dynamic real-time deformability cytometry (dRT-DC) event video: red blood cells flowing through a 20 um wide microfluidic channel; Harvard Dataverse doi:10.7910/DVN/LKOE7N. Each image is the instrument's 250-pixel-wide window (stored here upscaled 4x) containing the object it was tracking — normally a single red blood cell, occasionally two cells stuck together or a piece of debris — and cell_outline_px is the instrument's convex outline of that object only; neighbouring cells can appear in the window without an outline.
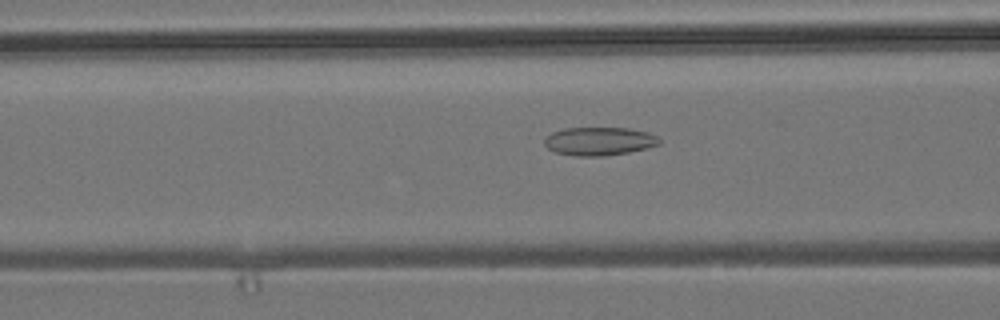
{"species": "common noctule bat (a hibernating species)", "species_latin": "Nyctalus noctula", "temperature_condition": "room temperature", "stored_images_in_passage": 42, "camera_frame_rate_fps": 3000, "um_per_image_px": 0.085, "animal": {"sex": "male", "body_mass_g": 19.2, "forearm_length_mm": 51.8}, "frame": {"image": 1, "passage_image": 9, "time_ms": 2.667, "image_size_px": [1000, 320], "cell_outline_px": [[660, 144], [648, 148], [628, 152], [604, 156], [576, 156], [556, 152], [548, 148], [544, 144], [544, 140], [552, 132], [564, 128], [628, 128], [648, 132], [656, 136], [660, 140]], "centroid_in_image_um": [50.94, 12.0], "position_along_channel_um": 115.7, "area_um2": 18.9}}
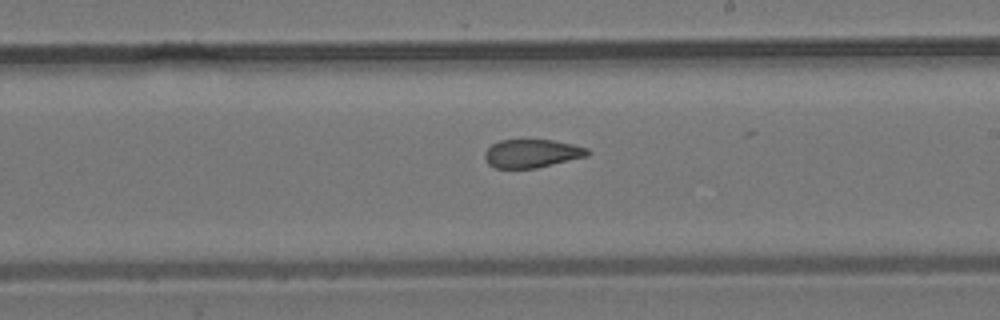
{"frame": {"image": 2, "passage_image": 19, "time_ms": 6.0, "image_size_px": [1000, 320], "cell_outline_px": [[592, 152], [588, 156], [536, 168], [496, 168], [488, 164], [484, 156], [484, 152], [492, 144], [500, 140], [552, 140], [572, 144], [588, 148]], "centroid_in_image_um": [45.22, 13.04], "position_along_channel_um": 243.8, "area_um2": 16.99}}
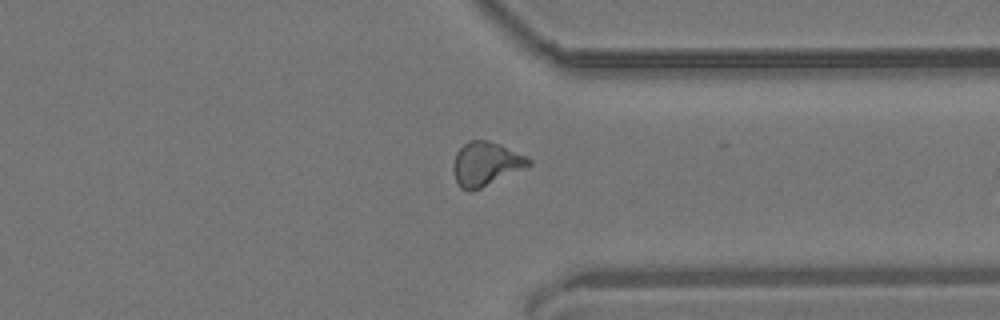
{"frame": {"image": 3, "passage_image": 29, "time_ms": 9.333, "image_size_px": [1000, 320], "cell_outline_px": [[532, 164], [472, 192], [468, 192], [460, 188], [456, 184], [452, 168], [452, 164], [456, 152], [468, 140], [488, 140], [500, 144], [532, 160]], "centroid_in_image_um": [41.22, 13.94], "position_along_channel_um": 370.2, "area_um2": 19.25}, "authors_computed_cell_mechanics": {"area_um2": 18.5538, "velocity_mm_per_s": 3.8499, "shape_relaxation_time_tau1_ms": null, "shape_relaxation_time_tau2_ms": 2.4322, "deformation_change_tau1": null, "deformation_change_tau2": 0.0989}}